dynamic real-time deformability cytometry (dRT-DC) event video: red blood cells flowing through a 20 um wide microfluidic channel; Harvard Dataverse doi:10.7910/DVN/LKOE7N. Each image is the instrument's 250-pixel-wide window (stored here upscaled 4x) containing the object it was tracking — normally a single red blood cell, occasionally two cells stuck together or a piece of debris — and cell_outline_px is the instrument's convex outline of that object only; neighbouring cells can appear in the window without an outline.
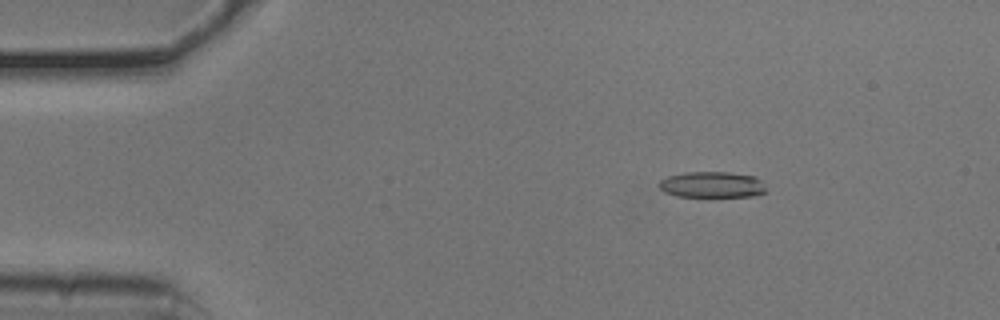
{"species": "common noctule bat (a hibernating species)", "species_latin": "Nyctalus noctula", "temperature_condition": "cold", "stored_images_in_passage": 54, "camera_frame_rate_fps": 3000, "um_per_image_px": 0.085, "animal": {"sex": "male", "body_mass_g": 20.5, "forearm_length_mm": 52.5}, "frame": {"image": 1, "passage_image": 9, "time_ms": 2.667, "image_size_px": [1000, 320], "cell_outline_px": [[764, 192], [752, 196], [676, 196], [664, 192], [656, 184], [660, 180], [668, 176], [684, 172], [728, 172], [752, 176], [760, 180], [764, 188]], "centroid_in_image_um": [60.43, 15.69], "position_along_channel_um": 24.6, "area_um2": 16.01}}
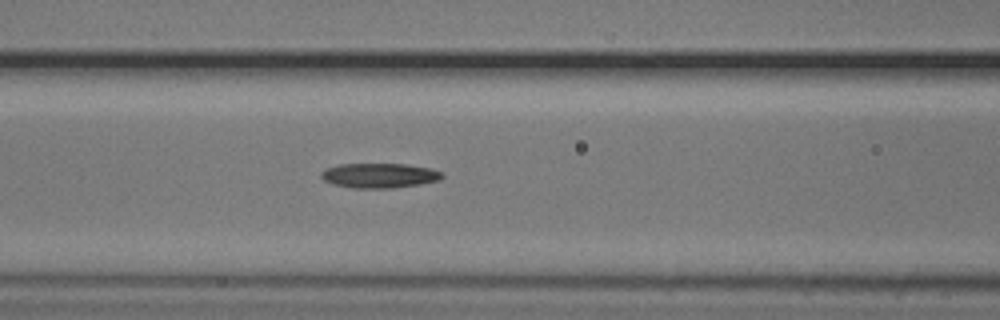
{"frame": {"image": 2, "passage_image": 23, "time_ms": 7.333, "image_size_px": [1000, 320], "cell_outline_px": [[444, 176], [440, 180], [420, 184], [392, 188], [352, 188], [332, 184], [324, 180], [320, 176], [320, 172], [324, 168], [340, 164], [404, 164], [432, 168], [444, 172]], "centroid_in_image_um": [32.25, 14.92], "position_along_channel_um": 134.4, "area_um2": 17.69}}
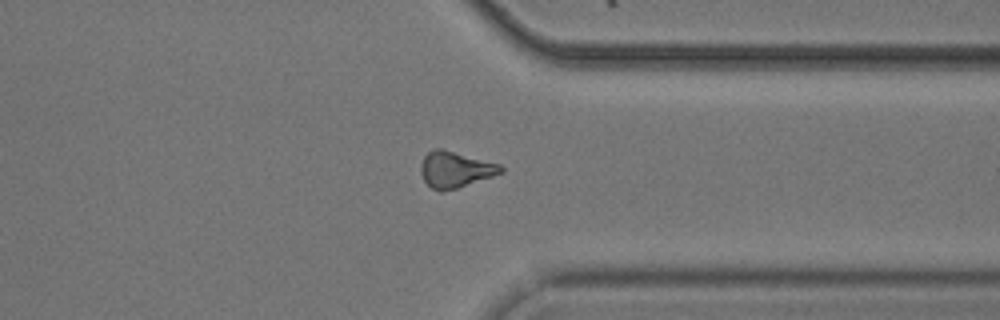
{"frame": {"image": 3, "passage_image": 42, "time_ms": 13.667, "image_size_px": [1000, 320], "cell_outline_px": [[504, 172], [456, 188], [440, 192], [432, 188], [424, 180], [420, 172], [420, 164], [424, 156], [432, 148], [444, 148], [500, 164], [504, 168]], "centroid_in_image_um": [38.68, 14.38], "position_along_channel_um": 372.7, "area_um2": 16.94}}